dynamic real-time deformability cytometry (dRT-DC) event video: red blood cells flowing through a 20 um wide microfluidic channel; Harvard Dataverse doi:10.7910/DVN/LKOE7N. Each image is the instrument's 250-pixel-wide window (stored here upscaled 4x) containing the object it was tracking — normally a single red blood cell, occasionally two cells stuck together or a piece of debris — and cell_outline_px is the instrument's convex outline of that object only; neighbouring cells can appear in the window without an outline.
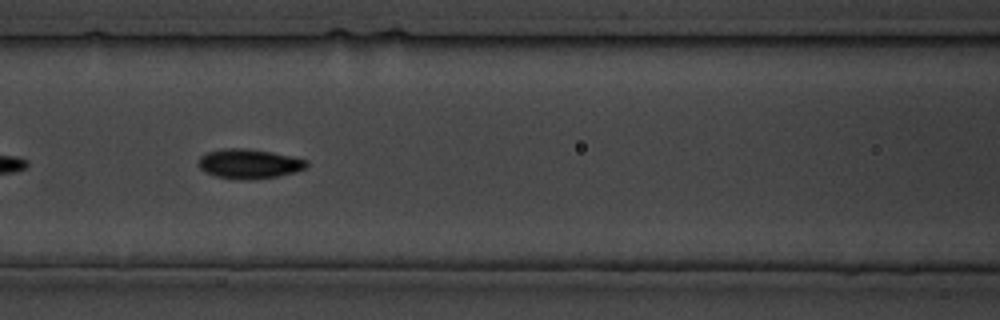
{"species": "common noctule bat (a hibernating species)", "species_latin": "Nyctalus noctula", "temperature_condition": "cold", "stored_images_in_passage": 37, "camera_frame_rate_fps": 3000, "um_per_image_px": 0.085, "animal": {"sex": "male", "body_mass_g": 19.5, "forearm_length_mm": 54.6}, "frame": {"image": 1, "passage_image": 16, "time_ms": 18.667, "image_size_px": [1000, 320], "cell_outline_px": [[308, 164], [304, 168], [292, 172], [276, 176], [216, 176], [204, 172], [196, 164], [200, 156], [208, 152], [224, 148], [244, 148], [272, 152], [292, 156], [308, 160]], "centroid_in_image_um": [21.14, 13.85], "position_along_channel_um": 145.5, "area_um2": 17.63}}
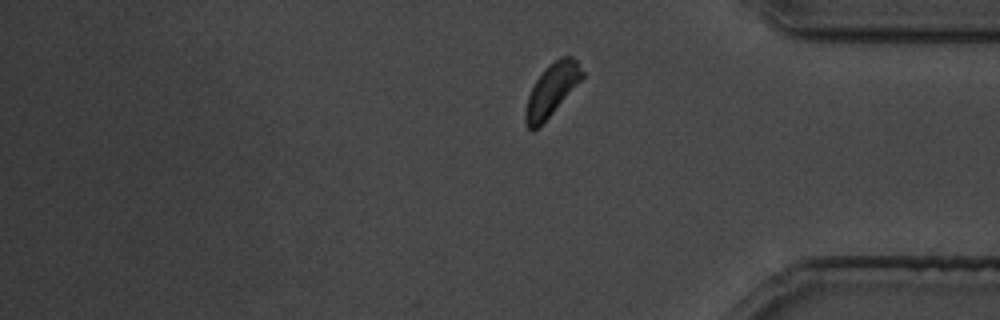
{"frame": {"image": 2, "passage_image": 37, "time_ms": 44.333, "image_size_px": [1000, 320], "cell_outline_px": [[584, 76], [552, 112], [532, 132], [528, 128], [524, 120], [524, 112], [528, 96], [536, 80], [544, 68], [560, 56], [572, 56], [576, 60], [584, 72]], "centroid_in_image_um": [46.87, 7.61], "position_along_channel_um": 388.3, "area_um2": 16.82}}